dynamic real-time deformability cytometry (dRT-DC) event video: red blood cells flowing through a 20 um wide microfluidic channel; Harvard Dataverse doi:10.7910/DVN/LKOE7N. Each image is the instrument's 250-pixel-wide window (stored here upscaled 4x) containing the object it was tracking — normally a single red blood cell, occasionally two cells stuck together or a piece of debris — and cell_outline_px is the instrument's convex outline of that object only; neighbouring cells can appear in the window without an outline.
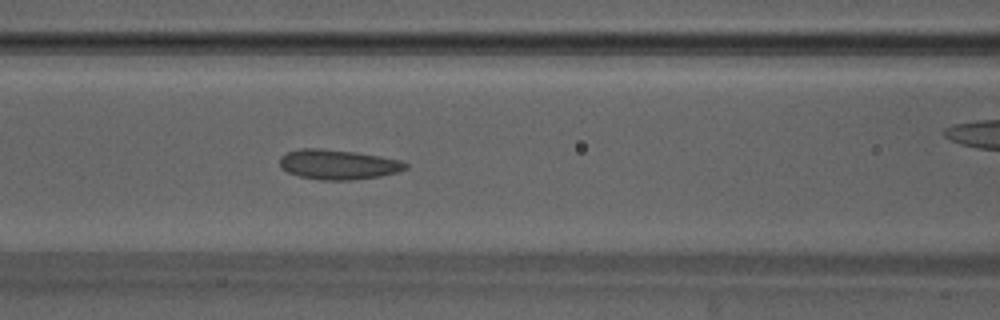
{"species": "Egyptian fruit bat (a non-hibernating species)", "species_latin": "Rousettus aegyptiacus", "temperature_condition": "warm", "stored_images_in_passage": 51, "camera_frame_rate_fps": 3000, "um_per_image_px": 0.085, "animal": {"sex": "male"}, "frame": {"image": 1, "passage_image": 22, "time_ms": 7.0, "image_size_px": [1000, 320], "cell_outline_px": [[408, 168], [396, 172], [380, 176], [352, 180], [320, 180], [300, 176], [288, 172], [280, 168], [280, 156], [288, 152], [300, 148], [320, 148], [356, 152], [380, 156], [400, 160], [408, 164]], "centroid_in_image_um": [28.72, 13.98], "position_along_channel_um": 137.9, "area_um2": 21.91}, "authors_computed_cell_mechanics": {"area_um2": 20.9814, "velocity_mm_per_s": 4.1698, "shape_relaxation_time_tau1_ms": null, "shape_relaxation_time_tau2_ms": 3.2529, "deformation_change_tau1": null, "deformation_change_tau2": 0.1084}}